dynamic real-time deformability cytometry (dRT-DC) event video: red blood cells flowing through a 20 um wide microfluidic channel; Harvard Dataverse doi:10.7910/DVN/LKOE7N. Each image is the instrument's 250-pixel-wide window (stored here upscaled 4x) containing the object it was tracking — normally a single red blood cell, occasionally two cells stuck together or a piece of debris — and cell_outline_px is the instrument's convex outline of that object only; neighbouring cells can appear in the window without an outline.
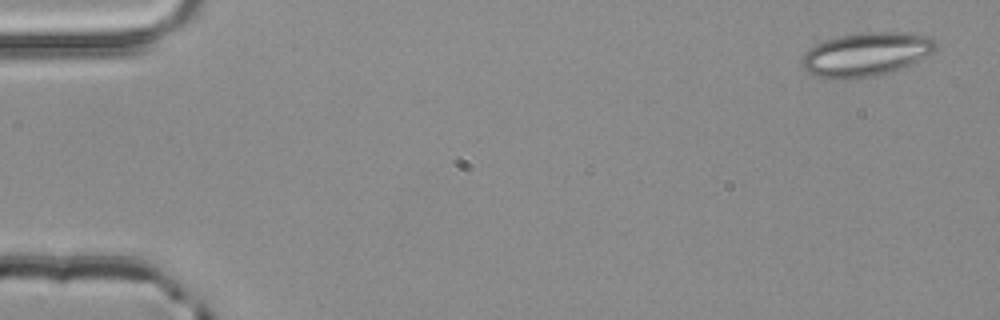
{"species": "common noctule bat (a hibernating species)", "species_latin": "Nyctalus noctula", "temperature_condition": "room temperature", "stored_images_in_passage": 4, "camera_frame_rate_fps": 3000, "um_per_image_px": 0.085, "animal": {"sex": "male", "body_mass_g": 20.4}, "frame": {"image": 1, "passage_image": 1, "time_ms": 0.0, "image_size_px": [1000, 320], "cell_outline_px": [[940, 44], [932, 52], [884, 76], [852, 80], [828, 80], [816, 76], [800, 68], [800, 60], [804, 52], [808, 48], [816, 44], [840, 36], [864, 32], [904, 32], [928, 36]], "centroid_in_image_um": [73.54, 4.66], "position_along_channel_um": 11.5, "area_um2": 34.8}}
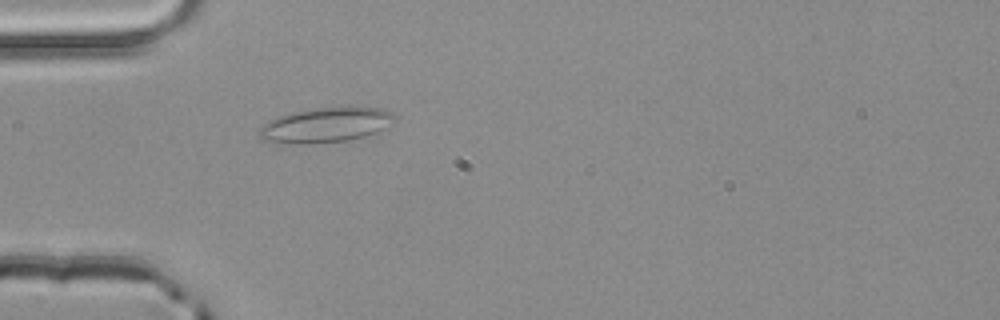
{"frame": {"image": 2, "passage_image": 4, "time_ms": 1.0, "image_size_px": [1000, 320], "cell_outline_px": [[396, 120], [384, 128], [376, 132], [364, 136], [348, 140], [312, 144], [296, 144], [264, 140], [256, 132], [264, 124], [280, 116], [312, 108], [384, 108], [392, 112], [396, 116]], "centroid_in_image_um": [27.71, 10.64], "position_along_channel_um": 57.3, "area_um2": 27.11}}